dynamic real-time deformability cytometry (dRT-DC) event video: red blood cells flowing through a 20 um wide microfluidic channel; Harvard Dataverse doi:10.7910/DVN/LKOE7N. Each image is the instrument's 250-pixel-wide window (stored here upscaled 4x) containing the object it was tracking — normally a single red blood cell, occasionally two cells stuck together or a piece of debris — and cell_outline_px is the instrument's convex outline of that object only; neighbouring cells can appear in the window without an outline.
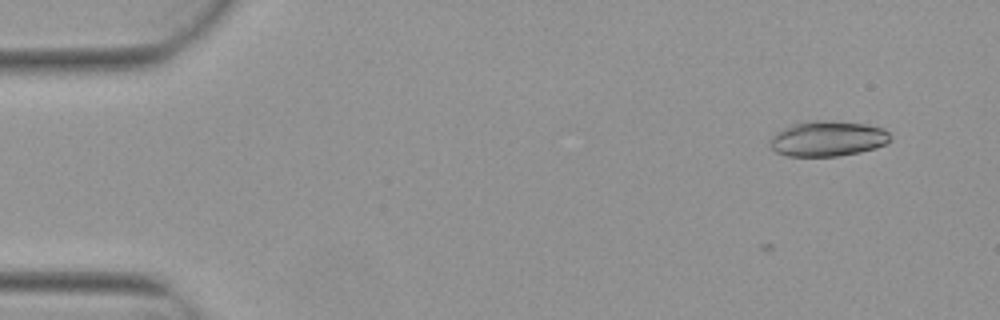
{"species": "Egyptian fruit bat (a non-hibernating species)", "species_latin": "Rousettus aegyptiacus", "temperature_condition": "warm", "stored_images_in_passage": 4, "camera_frame_rate_fps": 3000, "um_per_image_px": 0.085, "animal": {"sex": "female"}, "frame": {"image": 1, "passage_image": 1, "time_ms": 0.0, "image_size_px": [1000, 320], "cell_outline_px": [[892, 140], [888, 144], [876, 148], [860, 152], [836, 156], [788, 156], [776, 152], [768, 144], [768, 140], [776, 132], [792, 124], [808, 120], [832, 120], [864, 124], [884, 128], [892, 136]], "centroid_in_image_um": [70.37, 11.78], "position_along_channel_um": 14.6, "area_um2": 25.2}}